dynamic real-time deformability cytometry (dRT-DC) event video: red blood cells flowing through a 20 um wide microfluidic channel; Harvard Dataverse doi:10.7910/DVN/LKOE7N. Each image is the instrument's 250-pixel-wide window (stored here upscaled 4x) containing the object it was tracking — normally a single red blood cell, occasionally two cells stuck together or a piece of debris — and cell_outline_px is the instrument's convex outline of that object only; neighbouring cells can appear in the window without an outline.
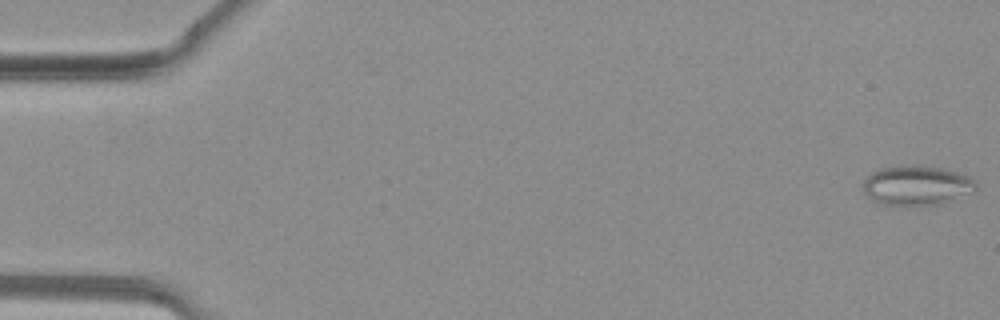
{"species": "common noctule bat (a hibernating species)", "species_latin": "Nyctalus noctula", "temperature_condition": "warm", "stored_images_in_passage": 39, "camera_frame_rate_fps": 3000, "um_per_image_px": 0.085, "animal": {"sex": "female", "body_mass_g": 19.3, "forearm_length_mm": 54.1}, "frame": {"image": 1, "passage_image": 1, "time_ms": 0.0, "image_size_px": [1000, 320], "cell_outline_px": [[976, 188], [972, 192], [940, 204], [880, 204], [872, 200], [864, 192], [864, 180], [872, 172], [880, 168], [916, 164], [940, 168], [956, 172], [968, 176], [976, 184]], "centroid_in_image_um": [77.89, 15.74], "position_along_channel_um": 7.1, "area_um2": 25.61}}
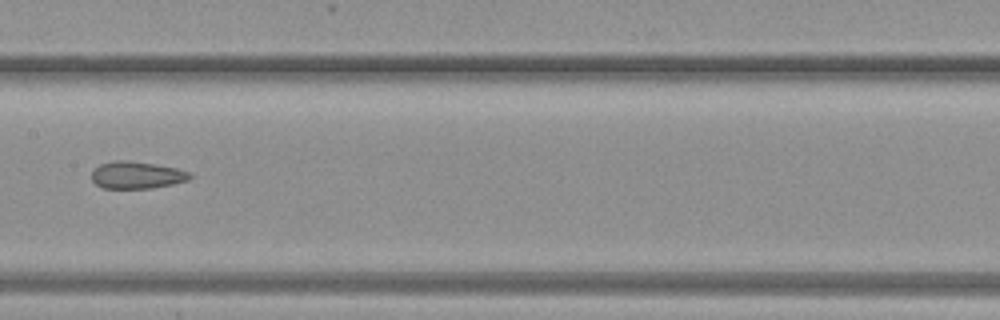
{"frame": {"image": 2, "passage_image": 20, "time_ms": 6.333, "image_size_px": [1000, 320], "cell_outline_px": [[192, 176], [188, 180], [172, 184], [152, 188], [100, 188], [92, 180], [92, 168], [100, 164], [112, 160], [128, 160], [156, 164], [176, 168], [188, 172]], "centroid_in_image_um": [11.57, 14.87], "position_along_channel_um": 195.8, "area_um2": 15.66}}
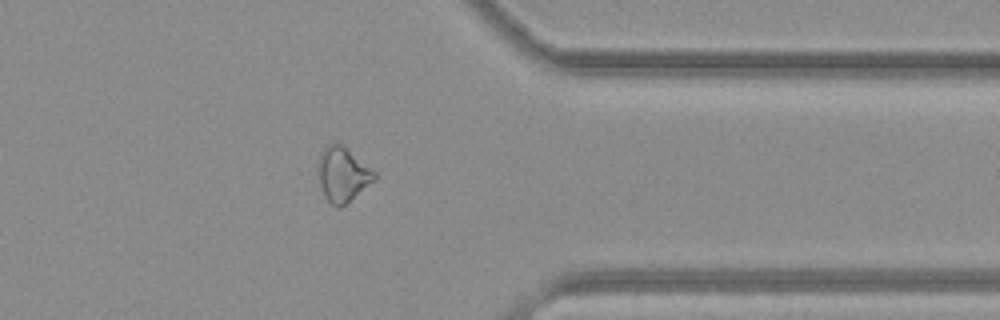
{"frame": {"image": 3, "passage_image": 31, "time_ms": 10.0, "image_size_px": [1000, 320], "cell_outline_px": [[376, 176], [372, 180], [340, 208], [336, 208], [324, 196], [320, 184], [316, 164], [320, 152], [328, 144], [340, 144], [376, 172]], "centroid_in_image_um": [29.05, 14.82], "position_along_channel_um": 382.3, "area_um2": 17.34}}